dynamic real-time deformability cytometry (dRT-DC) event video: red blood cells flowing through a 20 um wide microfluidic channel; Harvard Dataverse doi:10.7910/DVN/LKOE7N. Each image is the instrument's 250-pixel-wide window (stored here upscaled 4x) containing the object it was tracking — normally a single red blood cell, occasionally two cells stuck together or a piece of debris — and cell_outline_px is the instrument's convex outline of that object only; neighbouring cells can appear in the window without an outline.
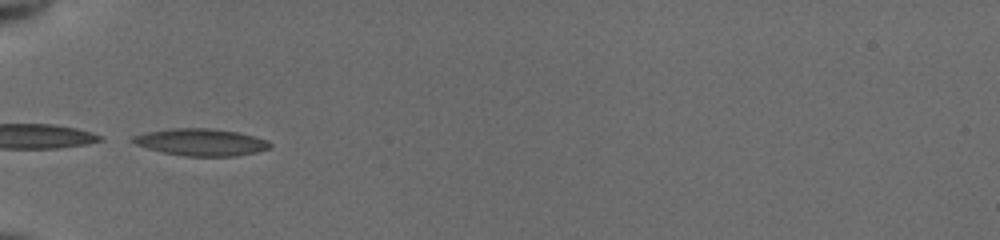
{"species": "common noctule bat (a hibernating species)", "species_latin": "Nyctalus noctula", "temperature_condition": "cold", "stored_images_in_passage": 32, "camera_frame_rate_fps": 3000, "um_per_image_px": 0.085, "animal": {"sex": "female", "body_mass_g": 19.5, "forearm_length_mm": 54.1}, "frame": {"image": 1, "passage_image": 1, "time_ms": 0.0, "image_size_px": [1000, 240], "cell_outline_px": [[272, 144], [268, 148], [256, 152], [236, 156], [184, 156], [160, 152], [136, 144], [128, 140], [132, 136], [144, 132], [172, 128], [212, 128], [240, 132], [256, 136], [268, 140]], "centroid_in_image_um": [17.07, 12.07], "position_along_channel_um": 67.9, "area_um2": 21.91}}
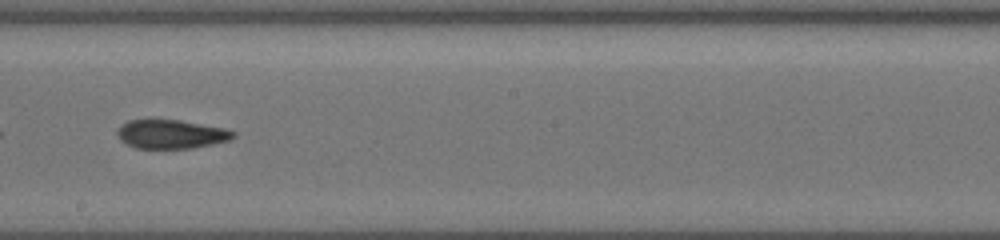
{"frame": {"image": 2, "passage_image": 14, "time_ms": 4.333, "image_size_px": [1000, 240], "cell_outline_px": [[236, 136], [228, 140], [212, 144], [192, 148], [136, 148], [120, 140], [116, 132], [120, 124], [128, 120], [148, 116], [152, 116], [180, 120], [224, 128], [236, 132]], "centroid_in_image_um": [14.47, 11.34], "position_along_channel_um": 233.7, "area_um2": 20.23}}
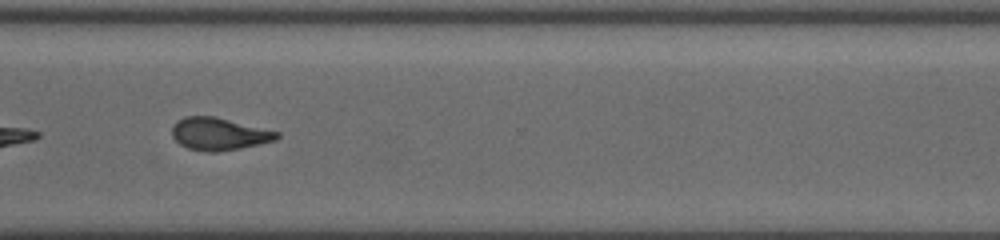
{"frame": {"image": 3, "passage_image": 23, "time_ms": 7.333, "image_size_px": [1000, 240], "cell_outline_px": [[280, 136], [276, 140], [240, 148], [216, 152], [204, 152], [188, 148], [180, 144], [172, 136], [172, 128], [184, 116], [216, 116], [280, 132]], "centroid_in_image_um": [18.64, 11.38], "position_along_channel_um": 352.0, "area_um2": 19.77}, "authors_computed_cell_mechanics": {"area_um2": 19.7676, "velocity_mm_per_s": 3.9492, "shape_relaxation_time_tau1_ms": null, "shape_relaxation_time_tau2_ms": 3.6659, "deformation_change_tau1": null, "deformation_change_tau2": 0.1204}}